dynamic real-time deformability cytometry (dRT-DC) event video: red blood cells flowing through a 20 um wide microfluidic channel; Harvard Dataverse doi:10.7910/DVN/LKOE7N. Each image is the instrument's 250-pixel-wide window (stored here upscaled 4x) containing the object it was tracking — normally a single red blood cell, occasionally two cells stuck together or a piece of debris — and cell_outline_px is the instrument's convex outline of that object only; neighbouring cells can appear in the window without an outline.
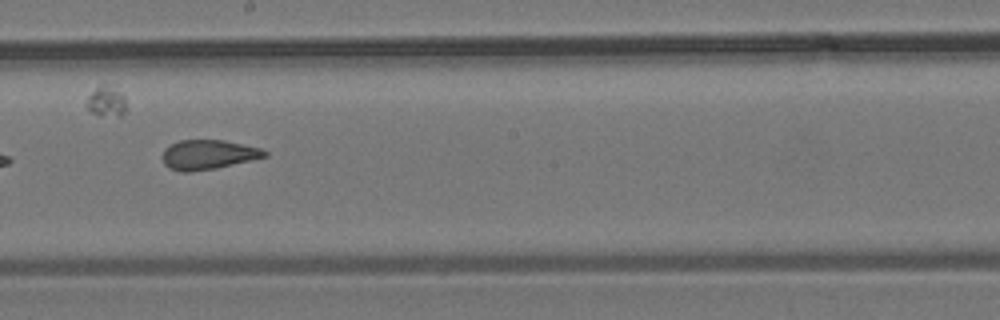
{"species": "common noctule bat (a hibernating species)", "species_latin": "Nyctalus noctula", "temperature_condition": "room temperature", "stored_images_in_passage": 14, "camera_frame_rate_fps": 3000, "um_per_image_px": 0.085, "animal": {"sex": "male", "body_mass_g": 19.2, "forearm_length_mm": 51.8}, "frame": {"image": 1, "passage_image": 8, "time_ms": 8.333, "image_size_px": [1000, 320], "cell_outline_px": [[268, 156], [252, 160], [216, 168], [188, 172], [180, 172], [168, 168], [164, 164], [164, 148], [180, 140], [224, 140], [260, 148], [268, 152]], "centroid_in_image_um": [17.7, 13.15], "position_along_channel_um": 230.5, "area_um2": 17.51}}
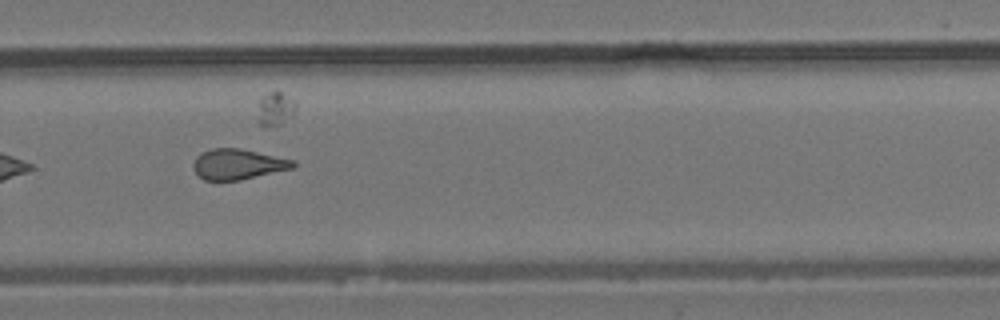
{"frame": {"image": 2, "passage_image": 10, "time_ms": 10.333, "image_size_px": [1000, 320], "cell_outline_px": [[296, 164], [292, 168], [240, 180], [204, 180], [192, 168], [192, 164], [196, 156], [212, 148], [240, 148], [296, 160]], "centroid_in_image_um": [20.22, 13.95], "position_along_channel_um": 309.6, "area_um2": 17.63}}